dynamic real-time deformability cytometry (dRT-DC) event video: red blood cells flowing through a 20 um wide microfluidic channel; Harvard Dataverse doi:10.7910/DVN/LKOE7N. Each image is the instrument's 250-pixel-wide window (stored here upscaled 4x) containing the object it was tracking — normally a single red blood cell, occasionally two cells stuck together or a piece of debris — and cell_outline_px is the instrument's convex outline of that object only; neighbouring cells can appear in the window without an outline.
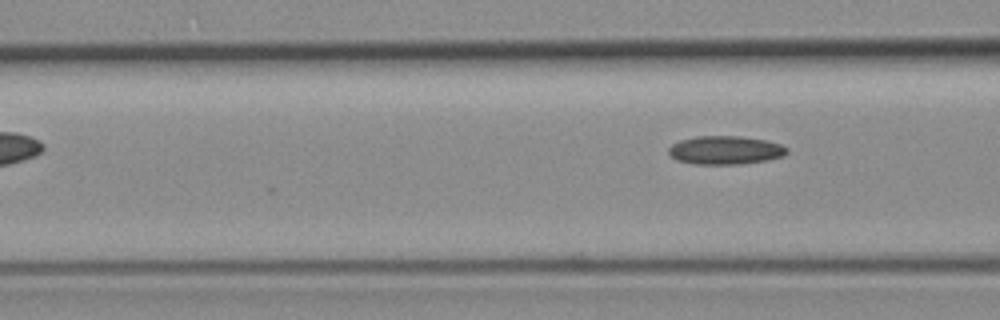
{"species": "common noctule bat (a hibernating species)", "species_latin": "Nyctalus noctula", "temperature_condition": "room temperature", "stored_images_in_passage": 6, "camera_frame_rate_fps": 3000, "um_per_image_px": 0.085, "animal": {"sex": "female", "body_mass_g": 19.3, "forearm_length_mm": 54.1}, "frame": {"image": 1, "passage_image": 6, "time_ms": 1.667, "image_size_px": [1000, 320], "cell_outline_px": [[788, 152], [784, 156], [768, 160], [740, 164], [692, 164], [676, 160], [668, 152], [668, 148], [672, 144], [680, 140], [696, 136], [740, 136], [764, 140], [780, 144], [788, 148]], "centroid_in_image_um": [61.64, 12.77], "position_along_channel_um": 105.0, "area_um2": 19.71}}